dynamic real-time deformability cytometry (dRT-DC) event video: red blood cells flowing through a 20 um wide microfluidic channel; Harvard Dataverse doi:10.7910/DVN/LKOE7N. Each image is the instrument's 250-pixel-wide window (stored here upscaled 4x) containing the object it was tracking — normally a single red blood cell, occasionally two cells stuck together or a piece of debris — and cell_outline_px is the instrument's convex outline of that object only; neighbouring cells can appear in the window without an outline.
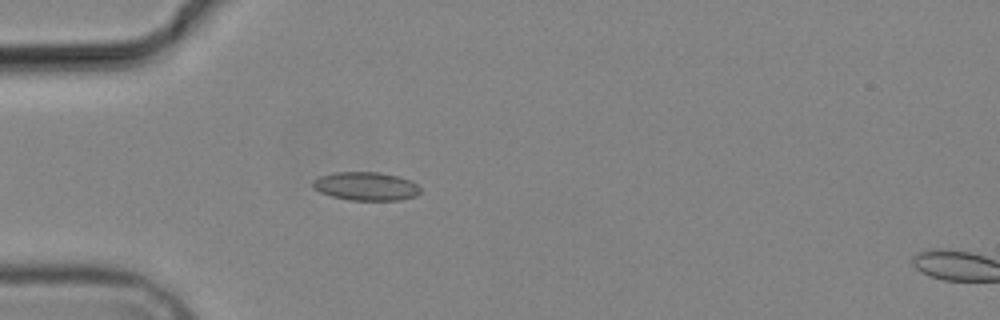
{"species": "common noctule bat (a hibernating species)", "species_latin": "Nyctalus noctula", "temperature_condition": "cold", "stored_images_in_passage": 2, "camera_frame_rate_fps": 3000, "um_per_image_px": 0.085, "animal": {"sex": "male", "body_mass_g": 19.2, "forearm_length_mm": 51.8}, "frame": {"image": 1, "passage_image": 1, "time_ms": 0.0, "image_size_px": [1000, 320], "cell_outline_px": [[420, 192], [416, 196], [400, 200], [348, 200], [332, 196], [320, 192], [312, 188], [312, 180], [320, 176], [332, 172], [380, 172], [396, 176], [408, 180], [416, 184], [420, 188]], "centroid_in_image_um": [31.06, 15.83], "position_along_channel_um": 53.9, "area_um2": 17.86}}